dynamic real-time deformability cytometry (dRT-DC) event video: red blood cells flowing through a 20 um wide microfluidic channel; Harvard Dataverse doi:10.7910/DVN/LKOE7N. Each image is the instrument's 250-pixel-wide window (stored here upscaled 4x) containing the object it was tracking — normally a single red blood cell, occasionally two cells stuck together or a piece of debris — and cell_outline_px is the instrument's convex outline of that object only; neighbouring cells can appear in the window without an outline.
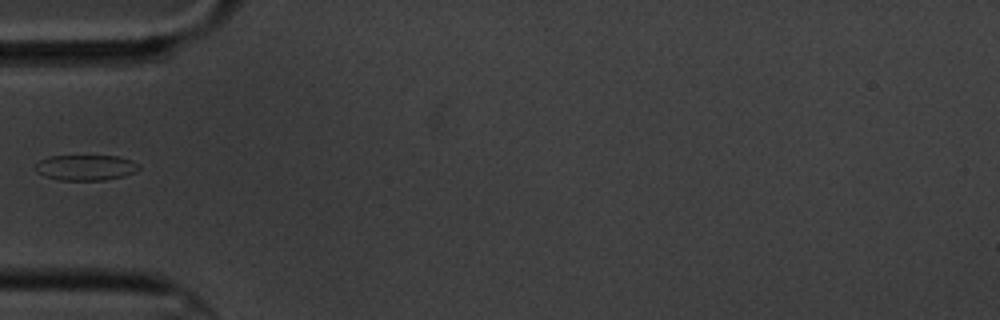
{"species": "common noctule bat (a hibernating species)", "species_latin": "Nyctalus noctula", "temperature_condition": "cold", "stored_images_in_passage": 4, "camera_frame_rate_fps": 3000, "um_per_image_px": 0.085, "animal": {"sex": "male", "body_mass_g": 20.1, "forearm_length_mm": 53.5}, "frame": {"image": 1, "passage_image": 4, "time_ms": 3.333, "image_size_px": [1000, 320], "cell_outline_px": [[140, 168], [136, 172], [124, 176], [104, 180], [60, 180], [44, 176], [36, 172], [36, 164], [40, 160], [48, 156], [120, 156], [132, 160], [140, 164]], "centroid_in_image_um": [7.32, 14.24], "position_along_channel_um": 77.7, "area_um2": 15.55}}